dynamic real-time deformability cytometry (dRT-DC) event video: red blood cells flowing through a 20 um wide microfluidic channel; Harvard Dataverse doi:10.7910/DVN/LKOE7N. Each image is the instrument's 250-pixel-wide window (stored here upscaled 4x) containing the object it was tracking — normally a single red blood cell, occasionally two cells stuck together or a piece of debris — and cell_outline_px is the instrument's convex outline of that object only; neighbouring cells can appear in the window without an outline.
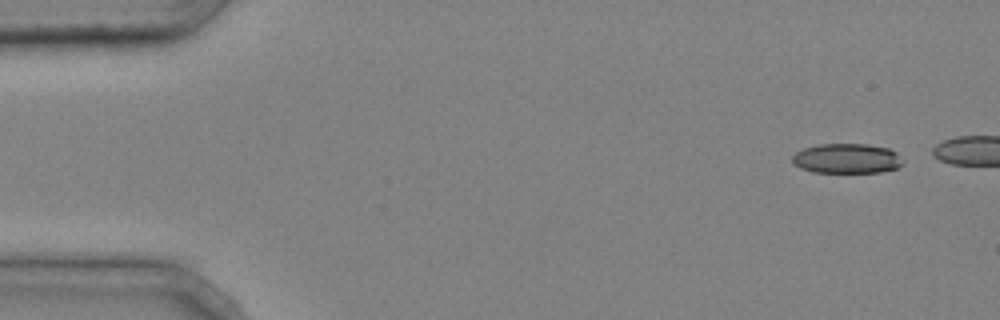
{"species": "common noctule bat (a hibernating species)", "species_latin": "Nyctalus noctula", "temperature_condition": "cold", "stored_images_in_passage": 5, "camera_frame_rate_fps": 3000, "um_per_image_px": 0.085, "animal": {"sex": "male", "body_mass_g": 20.4}, "frame": {"image": 1, "passage_image": 1, "time_ms": 0.0, "image_size_px": [1000, 320], "cell_outline_px": [[904, 164], [900, 168], [880, 172], [812, 172], [800, 168], [792, 164], [792, 156], [796, 152], [804, 148], [820, 144], [868, 144], [888, 148], [896, 152], [904, 160]], "centroid_in_image_um": [72.01, 13.48], "position_along_channel_um": 13.0, "area_um2": 19.48}}
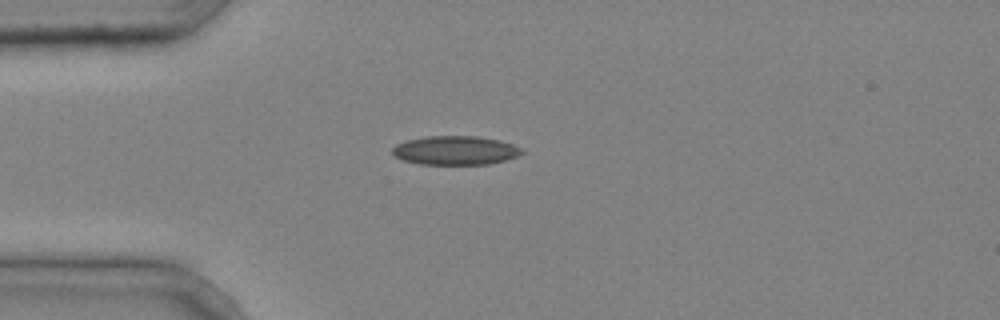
{"frame": {"image": 2, "passage_image": 5, "time_ms": 1.333, "image_size_px": [1000, 320], "cell_outline_px": [[524, 152], [516, 156], [504, 160], [488, 164], [420, 164], [404, 160], [396, 156], [392, 152], [392, 148], [396, 144], [408, 140], [428, 136], [476, 136], [500, 140], [512, 144], [520, 148]], "centroid_in_image_um": [38.7, 12.78], "position_along_channel_um": 46.3, "area_um2": 21.56}}